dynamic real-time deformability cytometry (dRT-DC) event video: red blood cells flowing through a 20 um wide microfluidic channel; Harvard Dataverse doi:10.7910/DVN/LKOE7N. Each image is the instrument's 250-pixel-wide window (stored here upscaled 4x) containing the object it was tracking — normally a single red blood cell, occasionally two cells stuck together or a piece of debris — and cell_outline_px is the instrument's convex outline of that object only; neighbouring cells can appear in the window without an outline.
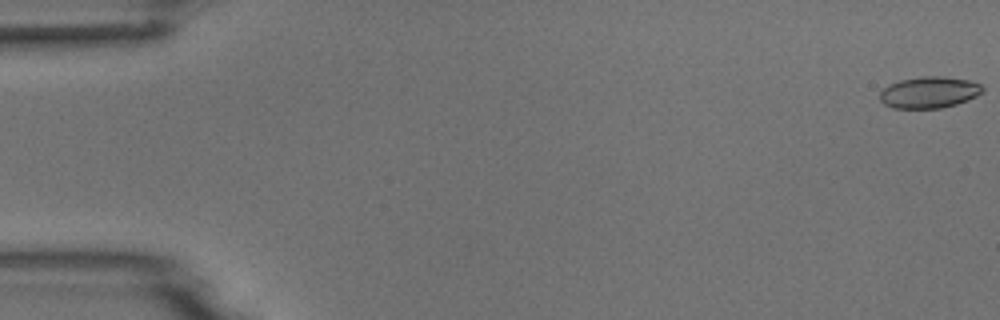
{"species": "common noctule bat (a hibernating species)", "species_latin": "Nyctalus noctula", "temperature_condition": "room temperature", "stored_images_in_passage": 5, "camera_frame_rate_fps": 3000, "um_per_image_px": 0.085, "animal": {"sex": "male", "body_mass_g": 18.8}, "frame": {"image": 1, "passage_image": 1, "time_ms": 0.0, "image_size_px": [1000, 320], "cell_outline_px": [[984, 92], [968, 100], [956, 104], [940, 108], [892, 108], [884, 104], [880, 100], [880, 92], [884, 88], [900, 80], [924, 76], [940, 76], [968, 80], [980, 84], [984, 88]], "centroid_in_image_um": [79.0, 7.85], "position_along_channel_um": 6.0, "area_um2": 18.73}}
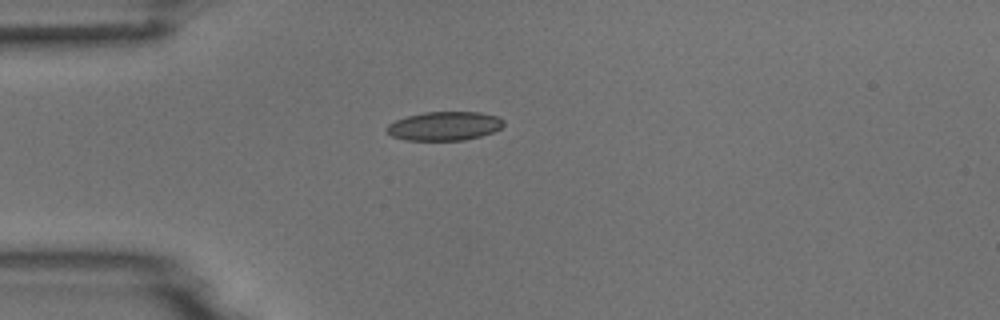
{"frame": {"image": 2, "passage_image": 5, "time_ms": 4.667, "image_size_px": [1000, 320], "cell_outline_px": [[504, 124], [500, 128], [492, 132], [480, 136], [464, 140], [404, 140], [392, 136], [384, 128], [388, 124], [396, 120], [408, 116], [424, 112], [480, 112], [496, 116], [504, 120]], "centroid_in_image_um": [37.76, 10.71], "position_along_channel_um": 47.2, "area_um2": 19.59}}